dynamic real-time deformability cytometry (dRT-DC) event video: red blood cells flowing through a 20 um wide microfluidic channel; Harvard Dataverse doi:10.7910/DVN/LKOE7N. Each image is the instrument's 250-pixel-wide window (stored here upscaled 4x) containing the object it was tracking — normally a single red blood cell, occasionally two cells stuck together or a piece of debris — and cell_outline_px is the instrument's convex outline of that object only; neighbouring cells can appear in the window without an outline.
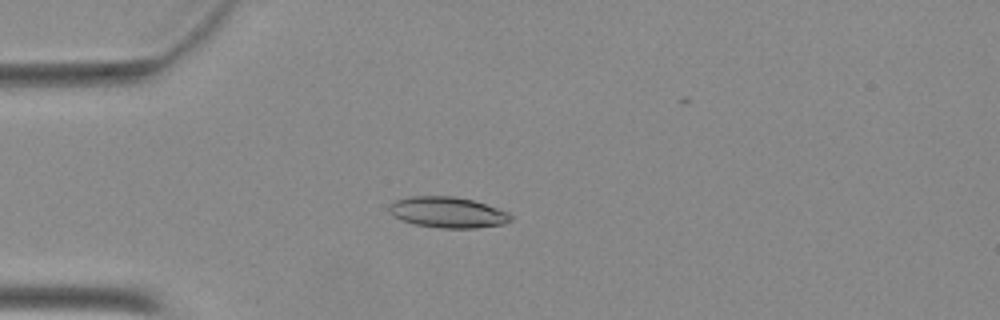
{"species": "Egyptian fruit bat (a non-hibernating species)", "species_latin": "Rousettus aegyptiacus", "temperature_condition": "warm", "stored_images_in_passage": 51, "camera_frame_rate_fps": 3000, "um_per_image_px": 0.085, "animal": {"sex": "female"}, "frame": {"image": 1, "passage_image": 14, "time_ms": 4.333, "image_size_px": [1000, 320], "cell_outline_px": [[512, 220], [504, 224], [476, 228], [440, 228], [416, 224], [404, 220], [388, 212], [388, 204], [396, 200], [412, 196], [452, 196], [472, 200], [508, 212], [512, 216]], "centroid_in_image_um": [38.06, 18.05], "position_along_channel_um": 46.9, "area_um2": 21.68}}
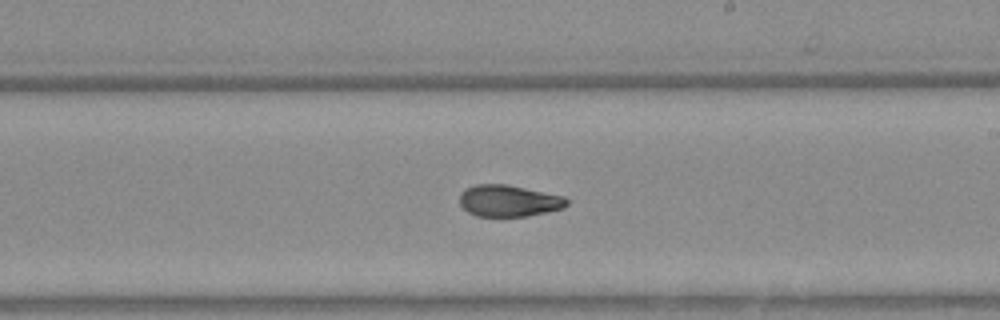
{"frame": {"image": 2, "passage_image": 30, "time_ms": 9.667, "image_size_px": [1000, 320], "cell_outline_px": [[568, 204], [564, 208], [528, 216], [476, 216], [468, 212], [460, 204], [460, 192], [476, 184], [504, 184], [564, 196], [568, 200]], "centroid_in_image_um": [43.24, 17.07], "position_along_channel_um": 245.8, "area_um2": 19.59}}
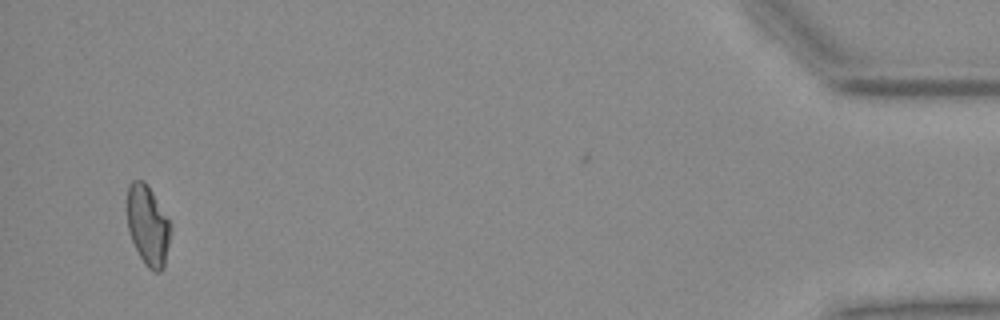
{"frame": {"image": 3, "passage_image": 49, "time_ms": 16.0, "image_size_px": [1000, 320], "cell_outline_px": [[172, 232], [164, 268], [160, 272], [152, 272], [144, 264], [132, 240], [128, 228], [128, 184], [132, 180], [144, 180], [152, 192], [172, 224]], "centroid_in_image_um": [12.61, 19.2], "position_along_channel_um": 422.6, "area_um2": 20.4}}